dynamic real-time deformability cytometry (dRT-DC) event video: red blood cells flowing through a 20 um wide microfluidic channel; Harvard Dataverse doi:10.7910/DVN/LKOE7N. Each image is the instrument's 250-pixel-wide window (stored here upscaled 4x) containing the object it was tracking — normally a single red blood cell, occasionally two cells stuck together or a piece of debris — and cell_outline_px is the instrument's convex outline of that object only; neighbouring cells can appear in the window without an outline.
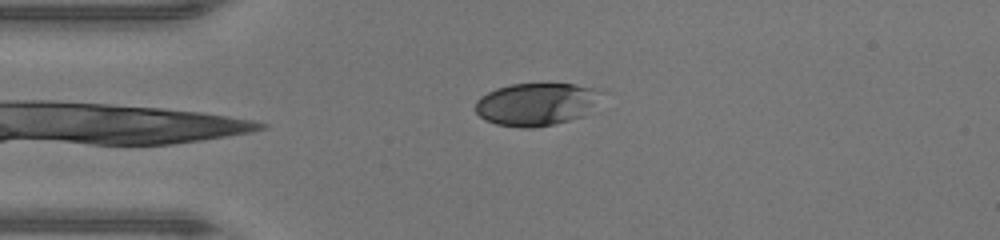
{"species": "human", "species_latin": "Homo sapiens", "temperature_condition": "warm", "stored_images_in_passage": 32, "camera_frame_rate_fps": 3000, "um_per_image_px": 0.085, "donor": {"sex": "male"}, "frame": {"image": 1, "passage_image": 1, "time_ms": 0.0, "image_size_px": [1000, 240], "cell_outline_px": [[604, 92], [584, 116], [552, 124], [532, 128], [520, 128], [496, 124], [484, 120], [476, 112], [476, 100], [480, 96], [496, 88], [512, 84], [572, 84], [604, 88]], "centroid_in_image_um": [45.6, 8.85], "position_along_channel_um": 39.4, "area_um2": 31.5}}
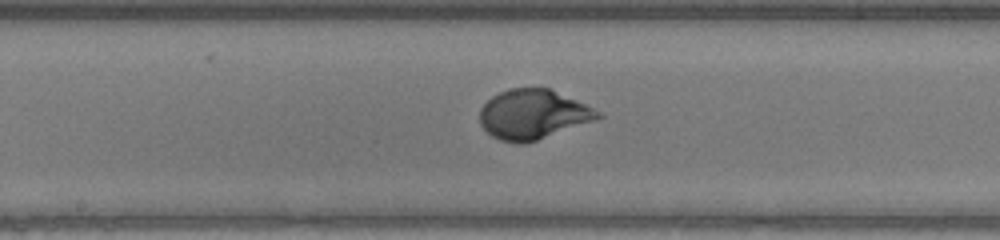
{"frame": {"image": 2, "passage_image": 14, "time_ms": 4.333, "image_size_px": [1000, 240], "cell_outline_px": [[604, 116], [536, 140], [524, 144], [520, 144], [500, 140], [492, 136], [480, 124], [480, 108], [492, 96], [500, 92], [512, 88], [548, 88], [604, 112]], "centroid_in_image_um": [45.29, 9.72], "position_along_channel_um": 202.9, "area_um2": 33.7}}
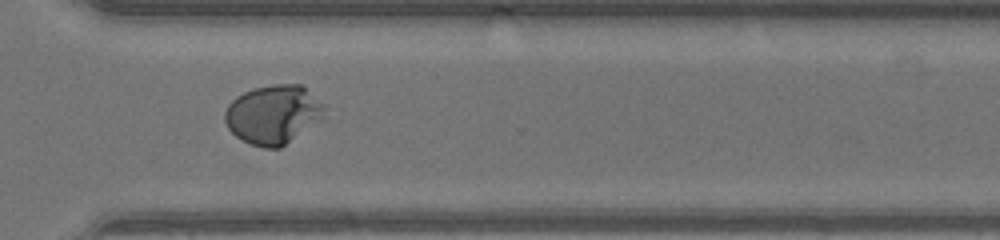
{"frame": {"image": 3, "passage_image": 24, "time_ms": 7.667, "image_size_px": [1000, 240], "cell_outline_px": [[324, 108], [320, 116], [280, 148], [264, 148], [240, 140], [228, 128], [224, 120], [224, 112], [228, 104], [236, 96], [252, 88], [276, 84], [304, 84]], "centroid_in_image_um": [23.11, 9.7], "position_along_channel_um": 347.5, "area_um2": 33.35}, "authors_computed_cell_mechanics": {"area_um2": 33.6396, "velocity_mm_per_s": 4.3639, "shape_relaxation_time_tau1_ms": 3.9537, "shape_relaxation_time_tau2_ms": null, "deformation_change_tau1": 0.2603, "deformation_change_tau2": null}}